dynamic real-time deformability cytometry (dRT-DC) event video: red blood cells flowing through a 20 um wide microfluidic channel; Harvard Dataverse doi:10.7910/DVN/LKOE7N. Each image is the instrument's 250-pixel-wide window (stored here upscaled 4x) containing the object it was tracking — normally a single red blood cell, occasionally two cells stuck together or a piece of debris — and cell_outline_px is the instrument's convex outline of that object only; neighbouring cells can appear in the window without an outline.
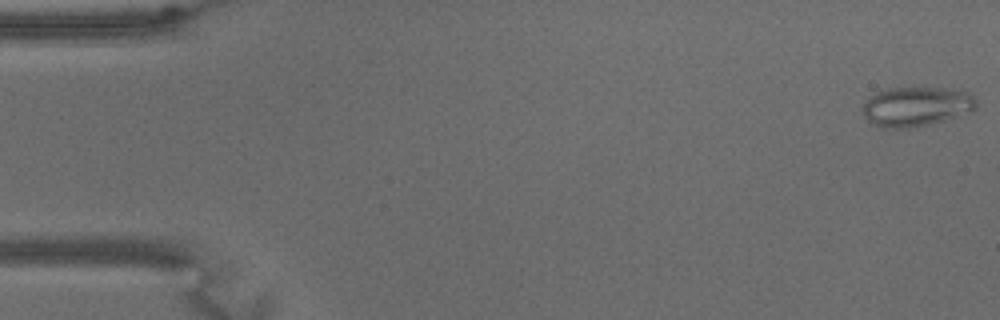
{"species": "common noctule bat (a hibernating species)", "species_latin": "Nyctalus noctula", "temperature_condition": "warm", "stored_images_in_passage": 64, "camera_frame_rate_fps": 3000, "um_per_image_px": 0.085, "animal": {"sex": "male", "body_mass_g": 15.6}, "frame": {"image": 1, "passage_image": 1, "time_ms": 0.0, "image_size_px": [1000, 320], "cell_outline_px": [[976, 108], [972, 112], [944, 120], [928, 124], [908, 128], [880, 128], [872, 124], [864, 116], [864, 100], [876, 92], [888, 88], [944, 88], [968, 92], [976, 100]], "centroid_in_image_um": [77.87, 9.06], "position_along_channel_um": 7.1, "area_um2": 26.18}}
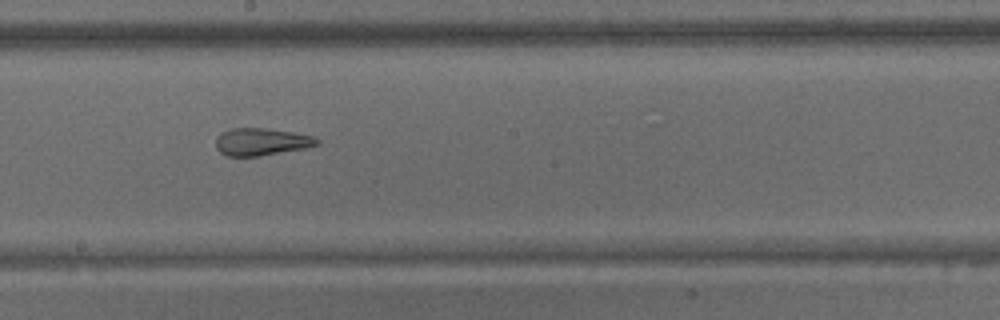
{"frame": {"image": 2, "passage_image": 35, "time_ms": 11.333, "image_size_px": [1000, 320], "cell_outline_px": [[320, 144], [304, 148], [260, 156], [228, 156], [220, 152], [216, 148], [216, 136], [232, 128], [268, 128], [292, 132], [312, 136], [320, 140]], "centroid_in_image_um": [22.21, 12.05], "position_along_channel_um": 226.0, "area_um2": 16.07}}
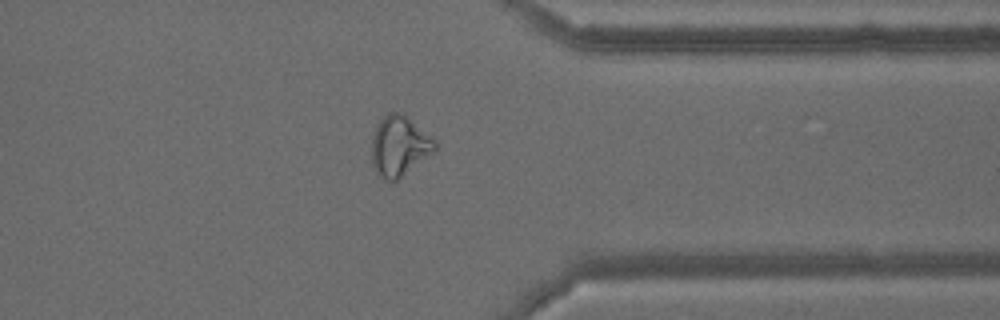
{"frame": {"image": 3, "passage_image": 50, "time_ms": 16.333, "image_size_px": [1000, 320], "cell_outline_px": [[436, 148], [432, 152], [396, 180], [388, 180], [380, 176], [376, 172], [372, 164], [372, 136], [380, 120], [388, 112], [400, 112], [408, 116], [436, 140]], "centroid_in_image_um": [33.93, 12.37], "position_along_channel_um": 377.5, "area_um2": 21.79}, "authors_computed_cell_mechanics": {"area_um2": 22.1374, "velocity_mm_per_s": 3.1676, "shape_relaxation_time_tau1_ms": null, "shape_relaxation_time_tau2_ms": 2.0218, "deformation_change_tau1": null, "deformation_change_tau2": 0.1}}